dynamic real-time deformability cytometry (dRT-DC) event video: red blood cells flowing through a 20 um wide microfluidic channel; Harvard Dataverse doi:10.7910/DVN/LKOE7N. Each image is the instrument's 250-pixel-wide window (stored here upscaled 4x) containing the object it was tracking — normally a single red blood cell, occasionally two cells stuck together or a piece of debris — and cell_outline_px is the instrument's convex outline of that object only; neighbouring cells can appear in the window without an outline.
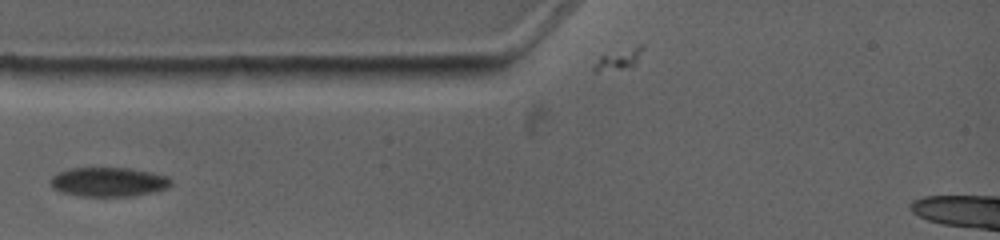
{"species": "common noctule bat (a hibernating species)", "species_latin": "Nyctalus noctula", "temperature_condition": "warm", "stored_images_in_passage": 8, "camera_frame_rate_fps": 4500, "um_per_image_px": 0.085, "animal": {"sex": "female", "body_mass_g": 19.0, "forearm_length_mm": 53.3}, "frame": {"image": 1, "passage_image": 4, "time_ms": 2.444, "image_size_px": [1000, 240], "cell_outline_px": [[172, 184], [168, 188], [156, 192], [132, 196], [80, 196], [60, 192], [52, 188], [52, 176], [60, 172], [72, 168], [132, 168], [152, 172], [168, 176], [172, 180]], "centroid_in_image_um": [9.29, 15.47], "position_along_channel_um": 75.7, "area_um2": 20.69}}
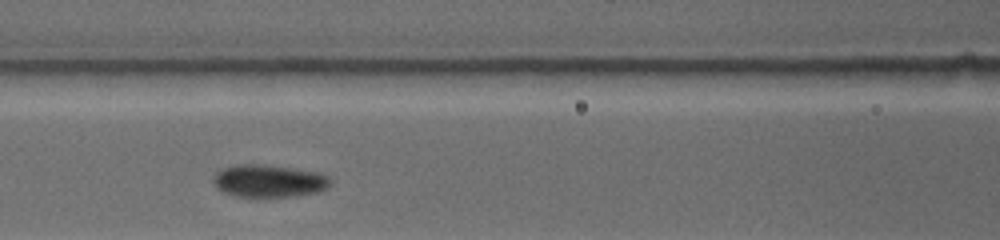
{"frame": {"image": 2, "passage_image": 6, "time_ms": 4.222, "image_size_px": [1000, 240], "cell_outline_px": [[332, 180], [328, 188], [320, 192], [296, 196], [232, 196], [216, 188], [212, 180], [212, 176], [216, 172], [224, 168], [236, 164], [264, 164], [320, 172], [328, 176]], "centroid_in_image_um": [22.87, 15.37], "position_along_channel_um": 143.7, "area_um2": 22.48}}
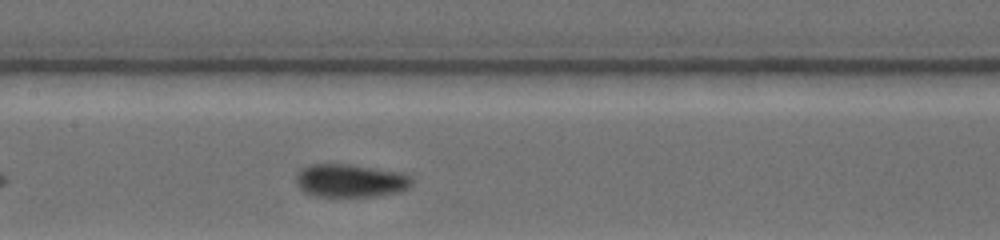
{"frame": {"image": 3, "passage_image": 7, "time_ms": 5.111, "image_size_px": [1000, 240], "cell_outline_px": [[412, 184], [408, 188], [396, 192], [368, 196], [316, 196], [304, 192], [296, 184], [296, 176], [308, 164], [352, 164], [396, 172], [408, 176], [412, 180]], "centroid_in_image_um": [29.73, 15.35], "position_along_channel_um": 177.7, "area_um2": 21.91}}